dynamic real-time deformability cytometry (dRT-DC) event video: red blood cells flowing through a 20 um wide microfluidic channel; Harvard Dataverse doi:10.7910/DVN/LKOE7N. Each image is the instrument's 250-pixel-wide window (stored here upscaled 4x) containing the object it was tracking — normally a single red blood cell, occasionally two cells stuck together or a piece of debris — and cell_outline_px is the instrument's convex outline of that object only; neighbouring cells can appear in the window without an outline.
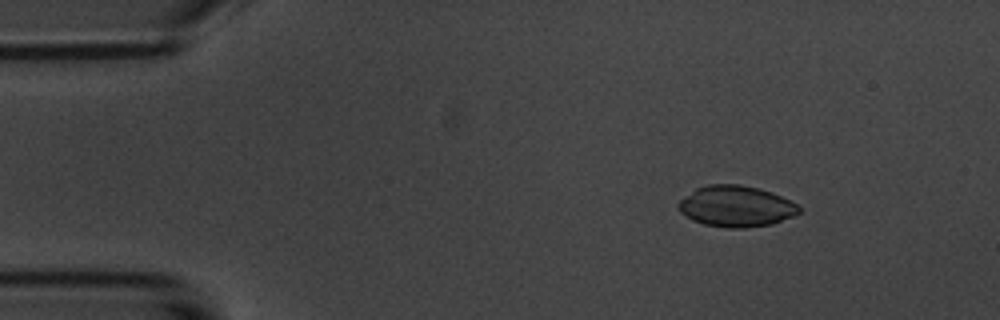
{"species": "common noctule bat (a hibernating species)", "species_latin": "Nyctalus noctula", "temperature_condition": "room temperature", "stored_images_in_passage": 4, "camera_frame_rate_fps": 3000, "um_per_image_px": 0.085, "animal": {"sex": "male", "body_mass_g": 20.1, "forearm_length_mm": 53.5}, "frame": {"image": 1, "passage_image": 1, "time_ms": 0.0, "image_size_px": [1000, 320], "cell_outline_px": [[800, 212], [792, 216], [772, 224], [744, 228], [728, 228], [704, 224], [692, 220], [680, 212], [676, 204], [680, 200], [696, 188], [708, 184], [740, 184], [760, 188], [772, 192], [796, 204], [800, 208]], "centroid_in_image_um": [62.54, 17.53], "position_along_channel_um": 22.5, "area_um2": 28.84}}